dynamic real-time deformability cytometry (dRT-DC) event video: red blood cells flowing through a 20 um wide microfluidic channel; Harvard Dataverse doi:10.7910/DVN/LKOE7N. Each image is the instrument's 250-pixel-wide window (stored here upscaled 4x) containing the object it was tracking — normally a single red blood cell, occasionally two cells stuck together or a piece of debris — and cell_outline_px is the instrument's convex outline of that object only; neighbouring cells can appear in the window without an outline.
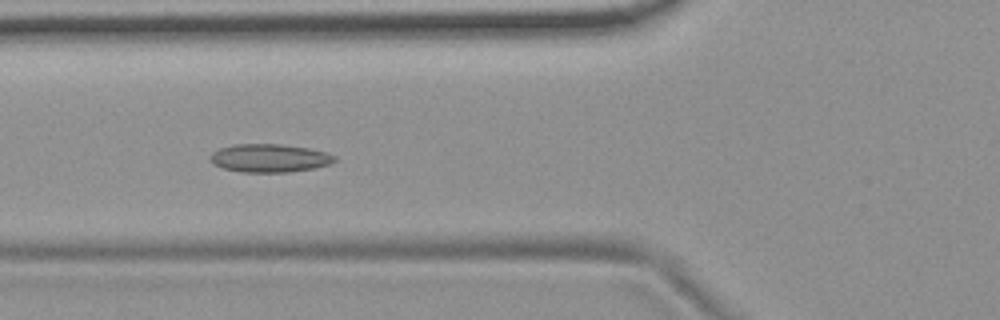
{"species": "common noctule bat (a hibernating species)", "species_latin": "Nyctalus noctula", "temperature_condition": "room temperature", "stored_images_in_passage": 4, "camera_frame_rate_fps": 3000, "um_per_image_px": 0.085, "animal": {"sex": "female", "body_mass_g": 19.9}, "frame": {"image": 1, "passage_image": 3, "time_ms": 2.333, "image_size_px": [1000, 320], "cell_outline_px": [[336, 160], [332, 164], [312, 168], [288, 172], [240, 172], [224, 168], [212, 164], [208, 156], [212, 152], [220, 148], [232, 144], [284, 144], [308, 148], [328, 152], [336, 156]], "centroid_in_image_um": [22.9, 13.43], "position_along_channel_um": 102.9, "area_um2": 20.69}}
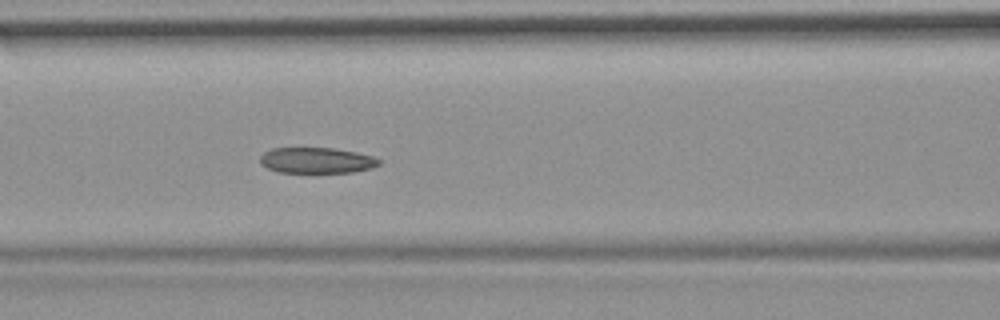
{"frame": {"image": 2, "passage_image": 4, "time_ms": 3.333, "image_size_px": [1000, 320], "cell_outline_px": [[380, 164], [372, 168], [352, 172], [280, 172], [268, 168], [260, 164], [260, 156], [264, 152], [272, 148], [332, 148], [356, 152], [376, 156], [380, 160]], "centroid_in_image_um": [26.93, 13.62], "position_along_channel_um": 139.7, "area_um2": 17.86}}